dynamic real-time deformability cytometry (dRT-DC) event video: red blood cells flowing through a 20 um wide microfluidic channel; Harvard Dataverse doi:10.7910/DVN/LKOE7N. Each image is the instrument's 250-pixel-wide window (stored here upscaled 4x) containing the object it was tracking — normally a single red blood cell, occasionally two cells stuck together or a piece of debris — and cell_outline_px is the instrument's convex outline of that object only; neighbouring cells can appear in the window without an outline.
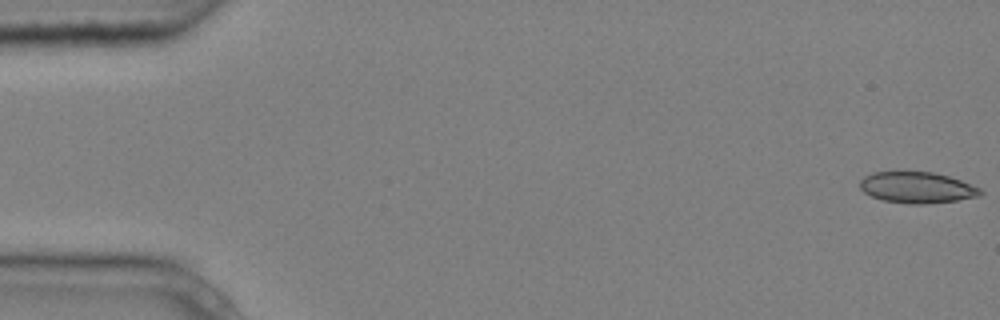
{"species": "common noctule bat (a hibernating species)", "species_latin": "Nyctalus noctula", "temperature_condition": "cold", "stored_images_in_passage": 5, "camera_frame_rate_fps": 3000, "um_per_image_px": 0.085, "animal": {"sex": "male", "body_mass_g": 20.4}, "frame": {"image": 1, "passage_image": 1, "time_ms": 0.0, "image_size_px": [1000, 320], "cell_outline_px": [[984, 192], [980, 196], [956, 200], [924, 204], [908, 204], [884, 200], [872, 196], [864, 192], [860, 188], [860, 180], [864, 176], [872, 172], [932, 172], [948, 176], [960, 180], [980, 188]], "centroid_in_image_um": [77.94, 15.94], "position_along_channel_um": 7.1, "area_um2": 21.73}}
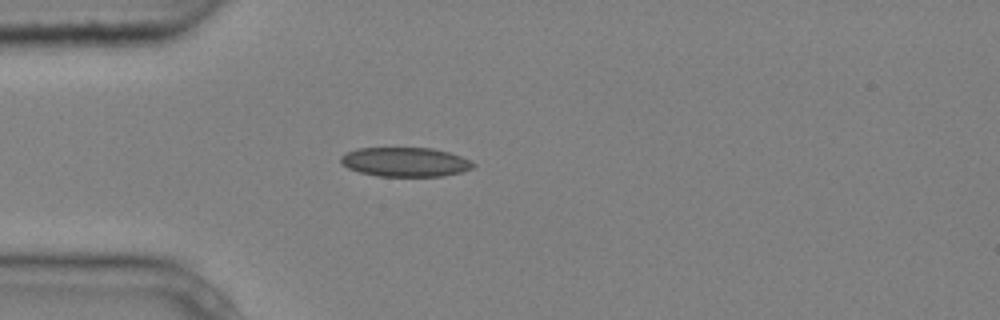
{"frame": {"image": 2, "passage_image": 5, "time_ms": 1.333, "image_size_px": [1000, 320], "cell_outline_px": [[476, 164], [472, 168], [460, 172], [440, 176], [376, 176], [360, 172], [348, 168], [340, 164], [340, 156], [344, 152], [356, 148], [432, 148], [448, 152], [460, 156]], "centroid_in_image_um": [34.37, 13.76], "position_along_channel_um": 50.6, "area_um2": 22.6}}